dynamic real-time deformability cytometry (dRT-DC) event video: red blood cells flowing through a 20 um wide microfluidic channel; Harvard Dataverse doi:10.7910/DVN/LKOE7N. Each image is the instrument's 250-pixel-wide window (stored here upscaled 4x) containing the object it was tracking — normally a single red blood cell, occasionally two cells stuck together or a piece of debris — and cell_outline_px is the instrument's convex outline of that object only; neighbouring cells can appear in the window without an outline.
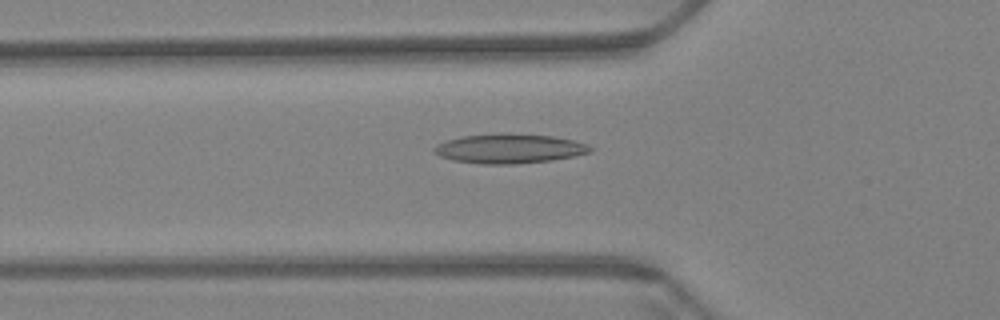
{"species": "Egyptian fruit bat (a non-hibernating species)", "species_latin": "Rousettus aegyptiacus", "temperature_condition": "warm", "stored_images_in_passage": 60, "camera_frame_rate_fps": 3000, "um_per_image_px": 0.085, "animal": {"sex": "female"}, "frame": {"image": 1, "passage_image": 21, "time_ms": 6.667, "image_size_px": [1000, 320], "cell_outline_px": [[592, 152], [552, 160], [512, 164], [480, 164], [452, 160], [440, 156], [432, 152], [432, 148], [436, 144], [448, 140], [464, 136], [504, 132], [552, 136], [572, 140], [588, 144], [592, 148]], "centroid_in_image_um": [43.26, 12.62], "position_along_channel_um": 82.5, "area_um2": 26.93}}
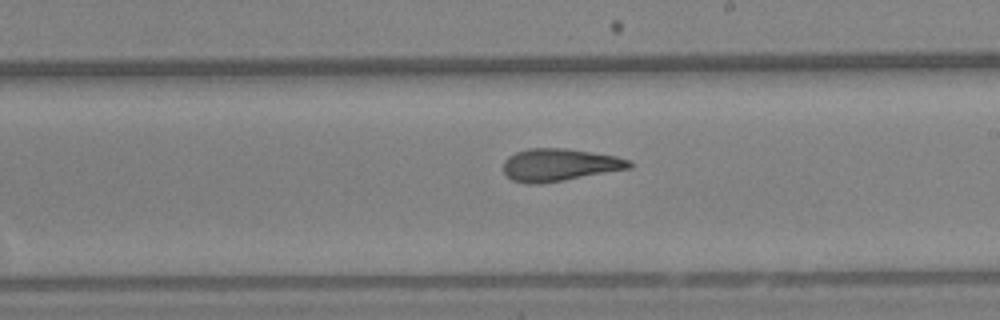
{"frame": {"image": 2, "passage_image": 35, "time_ms": 11.333, "image_size_px": [1000, 320], "cell_outline_px": [[632, 168], [564, 180], [540, 184], [528, 184], [512, 180], [504, 172], [504, 160], [508, 156], [516, 152], [528, 148], [564, 148], [616, 156], [628, 160], [632, 164]], "centroid_in_image_um": [47.53, 14.02], "position_along_channel_um": 241.5, "area_um2": 23.76}}
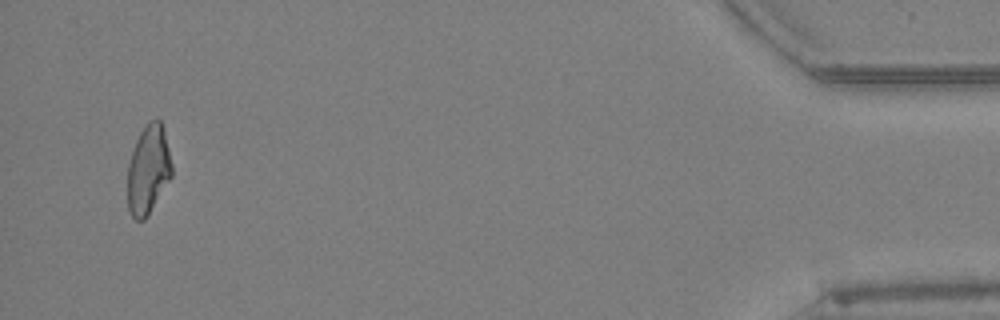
{"frame": {"image": 3, "passage_image": 58, "time_ms": 19.0, "image_size_px": [1000, 320], "cell_outline_px": [[172, 176], [148, 216], [144, 220], [136, 220], [132, 216], [128, 208], [128, 164], [136, 140], [140, 132], [148, 120], [156, 116], [160, 120], [164, 128], [172, 164]], "centroid_in_image_um": [12.62, 14.39], "position_along_channel_um": 422.6, "area_um2": 23.18}, "authors_computed_cell_mechanics": {"area_um2": 24.0737, "velocity_mm_per_s": 3.4077, "shape_relaxation_time_tau1_ms": null, "shape_relaxation_time_tau2_ms": 3.132, "deformation_change_tau1": null, "deformation_change_tau2": 0.1261}}